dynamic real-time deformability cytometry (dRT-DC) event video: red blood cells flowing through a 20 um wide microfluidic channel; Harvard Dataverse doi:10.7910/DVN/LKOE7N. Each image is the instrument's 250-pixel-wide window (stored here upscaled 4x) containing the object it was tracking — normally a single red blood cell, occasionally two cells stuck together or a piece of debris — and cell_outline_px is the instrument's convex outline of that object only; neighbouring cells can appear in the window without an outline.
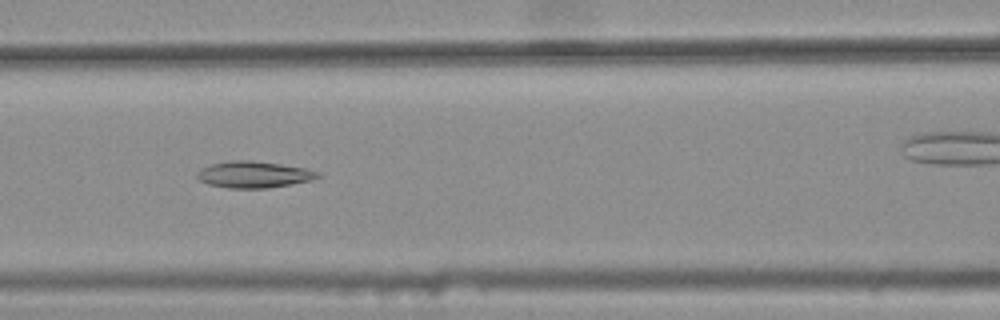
{"species": "common noctule bat (a hibernating species)", "species_latin": "Nyctalus noctula", "temperature_condition": "warm", "stored_images_in_passage": 8, "camera_frame_rate_fps": 3000, "um_per_image_px": 0.085, "animal": {"sex": "female", "body_mass_g": 25.1}, "frame": {"image": 1, "passage_image": 6, "time_ms": 1.667, "image_size_px": [1000, 320], "cell_outline_px": [[324, 176], [312, 180], [292, 184], [268, 188], [228, 188], [208, 184], [200, 180], [196, 176], [196, 172], [212, 164], [228, 160], [252, 160], [280, 164], [304, 168], [320, 172]], "centroid_in_image_um": [21.61, 14.83], "position_along_channel_um": 145.0, "area_um2": 18.73}}
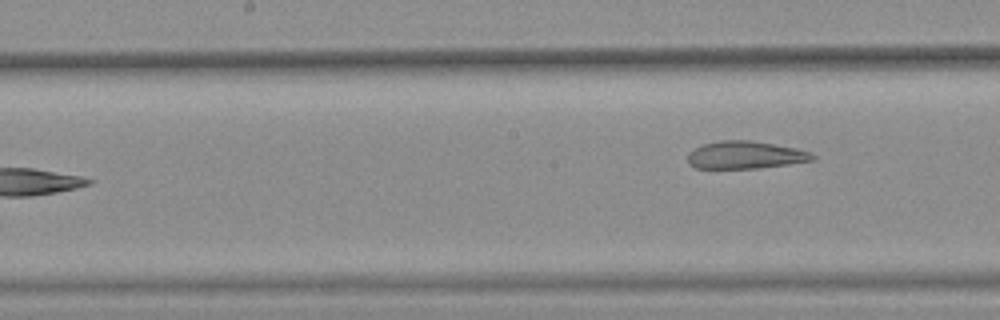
{"frame": {"image": 2, "passage_image": 8, "time_ms": 2.333, "image_size_px": [1000, 320], "cell_outline_px": [[816, 160], [788, 164], [756, 168], [696, 168], [688, 164], [688, 152], [704, 144], [720, 140], [752, 140], [796, 148], [808, 152], [816, 156]], "centroid_in_image_um": [63.35, 13.17], "position_along_channel_um": 184.8, "area_um2": 20.0}}